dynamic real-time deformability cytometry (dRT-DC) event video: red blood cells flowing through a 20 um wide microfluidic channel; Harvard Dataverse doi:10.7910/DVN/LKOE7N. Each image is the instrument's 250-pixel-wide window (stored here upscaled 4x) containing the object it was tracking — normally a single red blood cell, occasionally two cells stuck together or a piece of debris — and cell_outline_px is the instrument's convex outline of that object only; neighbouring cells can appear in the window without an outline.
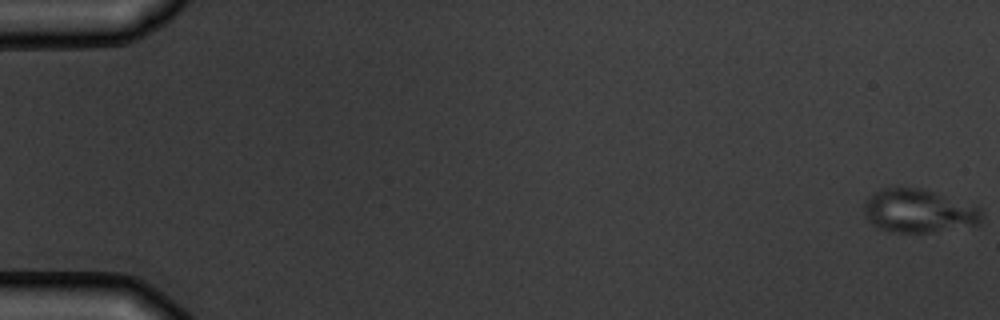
{"species": "common noctule bat (a hibernating species)", "species_latin": "Nyctalus noctula", "temperature_condition": "warm", "stored_images_in_passage": 6, "camera_frame_rate_fps": 3000, "um_per_image_px": 0.085, "animal": {"sex": "male", "body_mass_g": 19.5, "forearm_length_mm": 54.6}, "frame": {"image": 1, "passage_image": 1, "time_ms": 0.0, "image_size_px": [1000, 320], "cell_outline_px": [[984, 216], [980, 224], [932, 232], [888, 232], [872, 224], [864, 216], [864, 204], [868, 196], [880, 188], [892, 184], [920, 188], [980, 208], [984, 212]], "centroid_in_image_um": [78.02, 17.91], "position_along_channel_um": 7.0, "area_um2": 30.17}}